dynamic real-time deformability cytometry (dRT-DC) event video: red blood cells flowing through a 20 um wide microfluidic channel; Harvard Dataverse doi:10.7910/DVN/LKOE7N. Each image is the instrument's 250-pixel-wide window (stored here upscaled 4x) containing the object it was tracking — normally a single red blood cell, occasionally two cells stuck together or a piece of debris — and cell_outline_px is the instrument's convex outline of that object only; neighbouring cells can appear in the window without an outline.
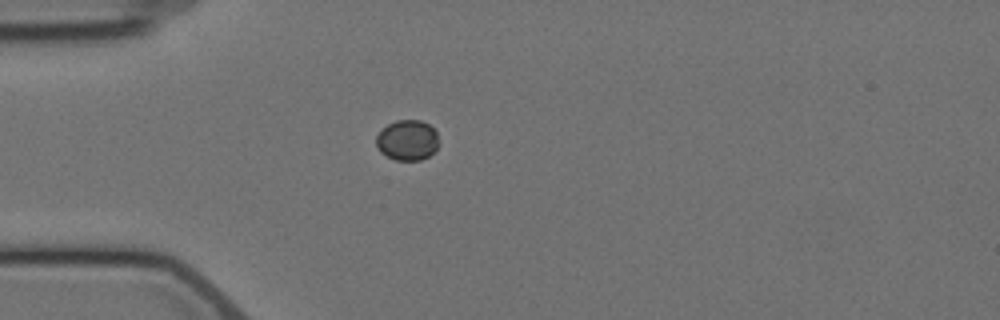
{"species": "Egyptian fruit bat (a non-hibernating species)", "species_latin": "Rousettus aegyptiacus", "temperature_condition": "cold", "stored_images_in_passage": 1, "camera_frame_rate_fps": 3000, "um_per_image_px": 0.085, "animal": {"sex": "female"}, "frame": {"image": 1, "passage_image": 1, "time_ms": 0.0, "image_size_px": [1000, 320], "cell_outline_px": [[440, 144], [428, 156], [420, 160], [396, 160], [380, 152], [376, 144], [376, 136], [388, 124], [396, 120], [420, 120], [428, 124], [436, 132]], "centroid_in_image_um": [34.63, 11.91], "position_along_channel_um": 50.4, "area_um2": 14.62}}